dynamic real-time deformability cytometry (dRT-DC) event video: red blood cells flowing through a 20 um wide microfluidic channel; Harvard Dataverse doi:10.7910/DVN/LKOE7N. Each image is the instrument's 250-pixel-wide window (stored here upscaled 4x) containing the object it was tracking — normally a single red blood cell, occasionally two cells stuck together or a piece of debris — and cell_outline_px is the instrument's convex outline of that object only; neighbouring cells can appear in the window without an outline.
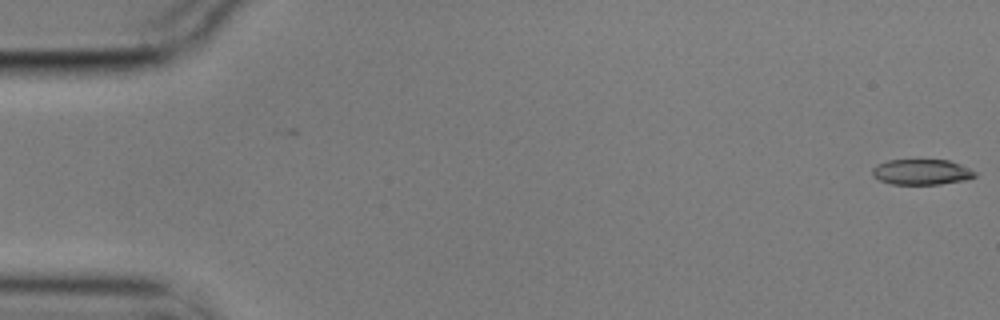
{"species": "common noctule bat (a hibernating species)", "species_latin": "Nyctalus noctula", "temperature_condition": "cold", "stored_images_in_passage": 56, "camera_frame_rate_fps": 3000, "um_per_image_px": 0.085, "animal": {"sex": "male", "body_mass_g": 17.9}, "frame": {"image": 1, "passage_image": 1, "time_ms": 0.0, "image_size_px": [1000, 320], "cell_outline_px": [[976, 176], [964, 180], [940, 184], [892, 184], [880, 180], [872, 176], [872, 168], [876, 164], [888, 160], [948, 160], [960, 164], [976, 172]], "centroid_in_image_um": [78.3, 14.61], "position_along_channel_um": 6.7, "area_um2": 15.2}}
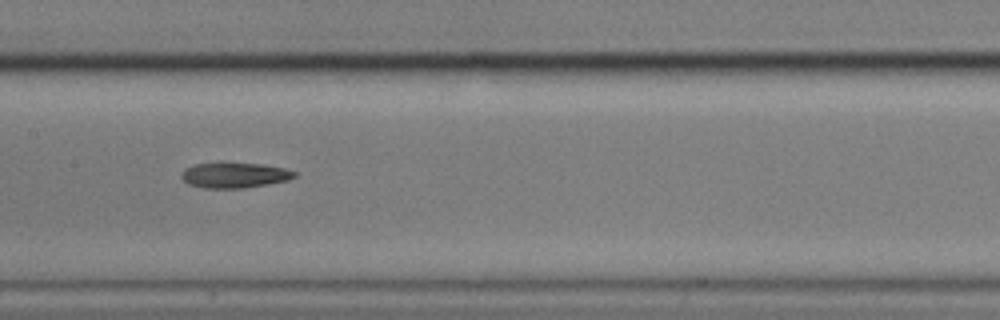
{"frame": {"image": 2, "passage_image": 28, "time_ms": 9.0, "image_size_px": [1000, 320], "cell_outline_px": [[296, 176], [288, 180], [268, 184], [244, 188], [204, 188], [188, 184], [180, 176], [180, 172], [184, 168], [192, 164], [220, 160], [264, 164], [284, 168], [296, 172]], "centroid_in_image_um": [19.87, 14.84], "position_along_channel_um": 187.5, "area_um2": 17.57}}
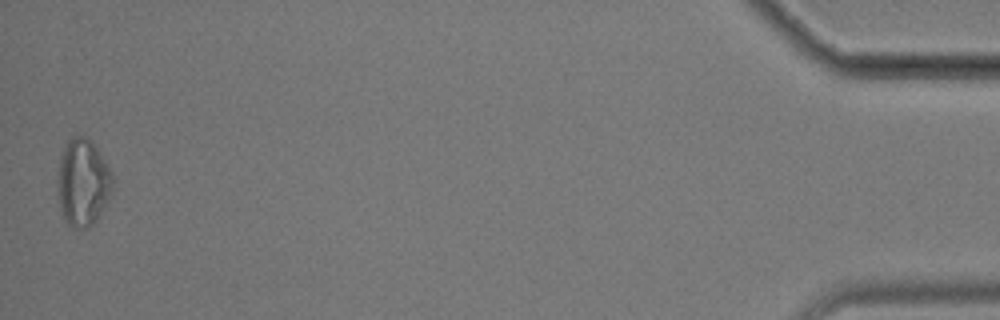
{"frame": {"image": 3, "passage_image": 56, "time_ms": 18.333, "image_size_px": [1000, 320], "cell_outline_px": [[112, 192], [96, 220], [88, 228], [72, 228], [68, 224], [60, 208], [56, 184], [56, 180], [60, 152], [68, 140], [72, 136], [84, 136], [92, 140], [104, 160], [112, 176]], "centroid_in_image_um": [7.0, 15.49], "position_along_channel_um": 428.2, "area_um2": 28.09}}